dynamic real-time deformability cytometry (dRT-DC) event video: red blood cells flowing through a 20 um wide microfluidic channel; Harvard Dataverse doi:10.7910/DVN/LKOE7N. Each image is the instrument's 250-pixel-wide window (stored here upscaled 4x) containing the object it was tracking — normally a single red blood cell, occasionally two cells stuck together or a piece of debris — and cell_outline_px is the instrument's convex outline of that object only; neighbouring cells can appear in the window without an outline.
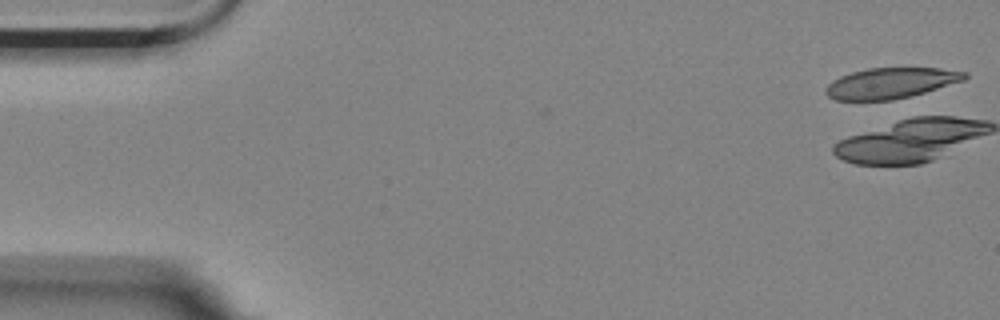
{"species": "Egyptian fruit bat (a non-hibernating species)", "species_latin": "Rousettus aegyptiacus", "temperature_condition": "room temperature", "stored_images_in_passage": 17, "camera_frame_rate_fps": 3000, "um_per_image_px": 0.085, "animal": {"sex": "female"}, "frame": {"image": 1, "passage_image": 1, "time_ms": 0.0, "image_size_px": [1000, 320], "cell_outline_px": [[968, 76], [964, 80], [924, 92], [892, 100], [836, 100], [828, 96], [824, 92], [828, 84], [832, 80], [840, 76], [852, 72], [868, 68], [940, 68], [968, 72]], "centroid_in_image_um": [75.7, 7.05], "position_along_channel_um": 9.3, "area_um2": 24.68}}